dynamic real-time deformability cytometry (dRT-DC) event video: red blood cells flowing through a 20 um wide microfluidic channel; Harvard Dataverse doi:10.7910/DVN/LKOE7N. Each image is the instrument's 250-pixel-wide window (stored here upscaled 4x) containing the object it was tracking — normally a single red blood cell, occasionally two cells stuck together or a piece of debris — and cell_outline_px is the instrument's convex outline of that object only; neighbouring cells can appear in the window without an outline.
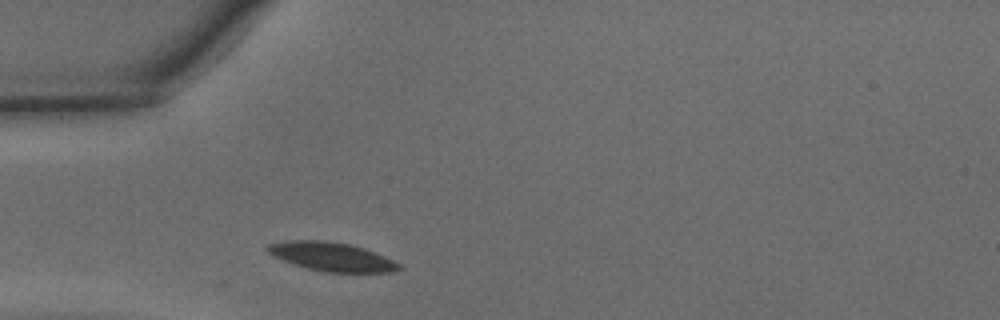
{"species": "common noctule bat (a hibernating species)", "species_latin": "Nyctalus noctula", "temperature_condition": "warm", "stored_images_in_passage": 22, "camera_frame_rate_fps": 3000, "um_per_image_px": 0.085, "animal": {"sex": "male", "body_mass_g": 15.6}, "frame": {"image": 1, "passage_image": 1, "time_ms": 0.0, "image_size_px": [1000, 320], "cell_outline_px": [[404, 268], [392, 272], [324, 272], [308, 268], [272, 256], [264, 248], [268, 244], [288, 240], [324, 240], [348, 244], [364, 248], [384, 256], [400, 264]], "centroid_in_image_um": [28.18, 21.81], "position_along_channel_um": 56.8, "area_um2": 21.91}}
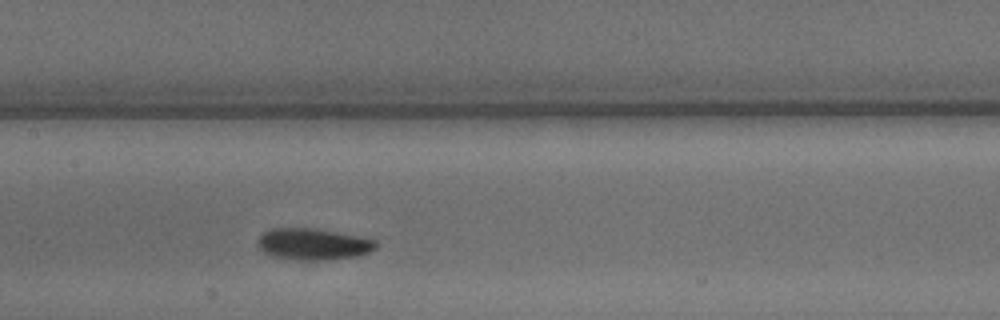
{"frame": {"image": 2, "passage_image": 10, "time_ms": 3.0, "image_size_px": [1000, 320], "cell_outline_px": [[376, 248], [368, 252], [356, 256], [324, 260], [300, 260], [272, 256], [264, 252], [256, 244], [256, 240], [264, 232], [272, 228], [316, 228], [376, 240]], "centroid_in_image_um": [26.57, 20.75], "position_along_channel_um": 180.8, "area_um2": 21.56}}
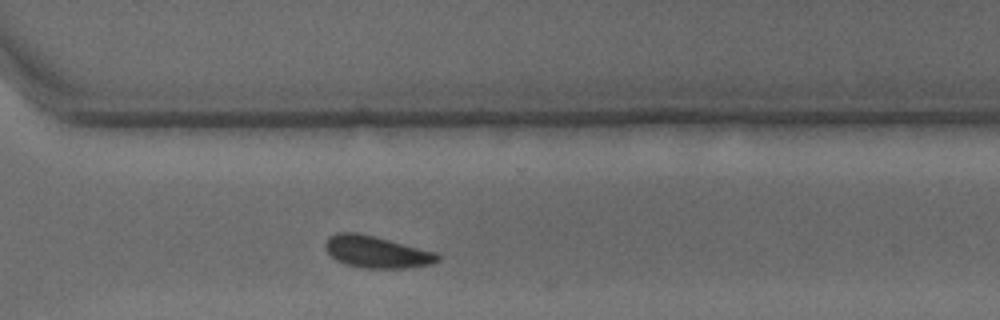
{"frame": {"image": 3, "passage_image": 21, "time_ms": 6.667, "image_size_px": [1000, 320], "cell_outline_px": [[440, 260], [432, 264], [404, 268], [360, 268], [344, 264], [336, 260], [324, 248], [324, 244], [328, 236], [336, 232], [356, 232], [376, 236], [436, 252], [440, 256]], "centroid_in_image_um": [31.98, 21.4], "position_along_channel_um": 338.6, "area_um2": 21.15}}